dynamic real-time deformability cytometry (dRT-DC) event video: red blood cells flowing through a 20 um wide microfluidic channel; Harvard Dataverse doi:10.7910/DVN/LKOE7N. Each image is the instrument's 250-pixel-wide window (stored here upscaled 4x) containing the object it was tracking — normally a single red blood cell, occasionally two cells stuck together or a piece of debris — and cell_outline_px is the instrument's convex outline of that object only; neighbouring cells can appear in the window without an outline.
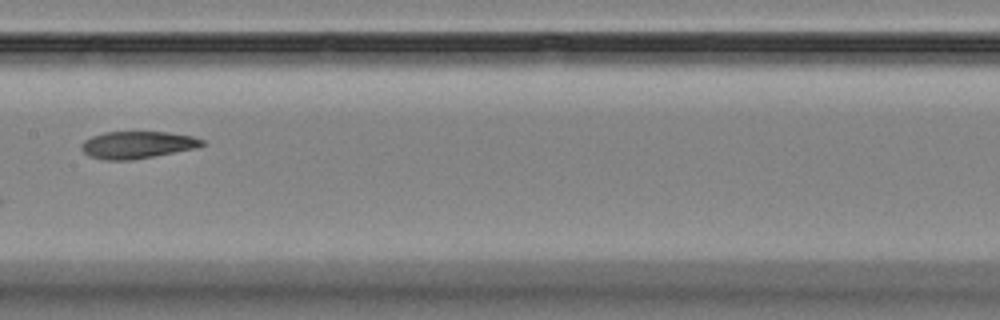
{"species": "Egyptian fruit bat (a non-hibernating species)", "species_latin": "Rousettus aegyptiacus", "temperature_condition": "room temperature", "stored_images_in_passage": 9, "camera_frame_rate_fps": 3000, "um_per_image_px": 0.085, "animal": {"sex": "female"}, "frame": {"image": 1, "passage_image": 9, "time_ms": 9.0, "image_size_px": [1000, 320], "cell_outline_px": [[204, 144], [196, 148], [132, 160], [104, 160], [88, 156], [80, 148], [80, 144], [84, 140], [92, 136], [104, 132], [168, 132], [192, 136], [204, 140]], "centroid_in_image_um": [11.63, 12.31], "position_along_channel_um": 195.8, "area_um2": 19.13}}